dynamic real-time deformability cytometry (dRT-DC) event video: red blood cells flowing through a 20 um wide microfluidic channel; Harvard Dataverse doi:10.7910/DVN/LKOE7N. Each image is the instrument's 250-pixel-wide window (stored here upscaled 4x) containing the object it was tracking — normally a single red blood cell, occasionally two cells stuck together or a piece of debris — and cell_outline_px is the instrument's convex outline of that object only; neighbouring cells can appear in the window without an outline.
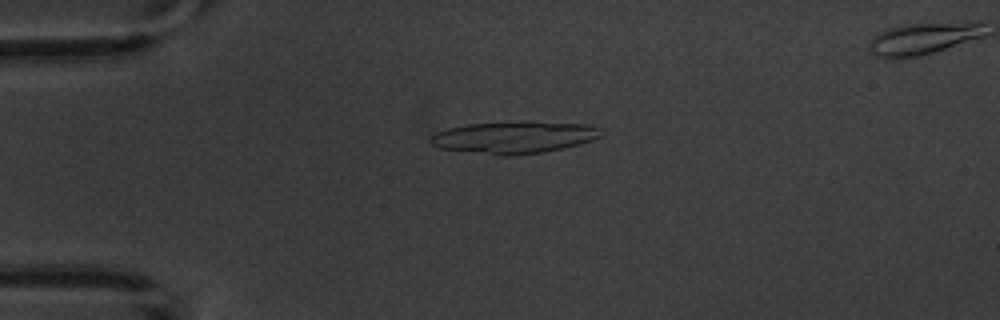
{"species": "common noctule bat (a hibernating species)", "species_latin": "Nyctalus noctula", "temperature_condition": "warm", "stored_images_in_passage": 5, "camera_frame_rate_fps": 3000, "um_per_image_px": 0.085, "animal": {"sex": "male", "body_mass_g": 20.1, "forearm_length_mm": 53.5}, "frame": {"image": 1, "passage_image": 3, "time_ms": 2.333, "image_size_px": [1000, 320], "cell_outline_px": [[604, 136], [580, 144], [564, 148], [544, 152], [512, 156], [500, 156], [440, 148], [432, 144], [428, 140], [428, 136], [436, 132], [448, 128], [468, 124], [592, 124], [604, 128]], "centroid_in_image_um": [43.72, 11.72], "position_along_channel_um": 41.3, "area_um2": 31.15}}